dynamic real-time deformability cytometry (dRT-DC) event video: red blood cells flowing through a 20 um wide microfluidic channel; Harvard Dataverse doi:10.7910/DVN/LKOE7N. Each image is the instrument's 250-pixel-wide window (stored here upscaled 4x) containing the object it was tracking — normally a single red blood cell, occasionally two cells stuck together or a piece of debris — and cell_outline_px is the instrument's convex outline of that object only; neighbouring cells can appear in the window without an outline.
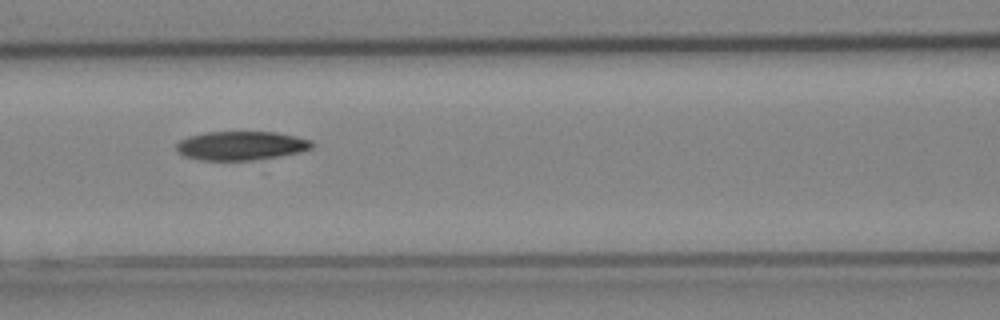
{"species": "Egyptian fruit bat (a non-hibernating species)", "species_latin": "Rousettus aegyptiacus", "temperature_condition": "cold", "stored_images_in_passage": 4, "camera_frame_rate_fps": 3000, "um_per_image_px": 0.085, "animal": {"sex": "female"}, "frame": {"image": 1, "passage_image": 4, "time_ms": 1.0, "image_size_px": [1000, 320], "cell_outline_px": [[312, 148], [300, 152], [280, 156], [252, 160], [200, 160], [184, 156], [176, 148], [176, 144], [180, 140], [188, 136], [204, 132], [276, 132], [296, 136], [312, 140]], "centroid_in_image_um": [20.49, 12.38], "position_along_channel_um": 146.1, "area_um2": 22.83}}